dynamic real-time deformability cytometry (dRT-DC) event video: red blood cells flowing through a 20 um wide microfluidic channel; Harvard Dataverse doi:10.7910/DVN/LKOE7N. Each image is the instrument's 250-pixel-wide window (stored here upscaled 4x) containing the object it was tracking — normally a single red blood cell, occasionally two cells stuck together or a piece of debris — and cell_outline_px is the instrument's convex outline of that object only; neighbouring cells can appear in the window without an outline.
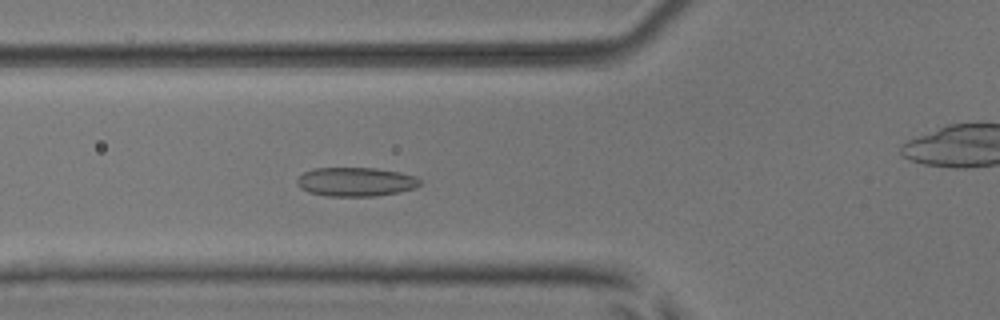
{"species": "common noctule bat (a hibernating species)", "species_latin": "Nyctalus noctula", "temperature_condition": "room temperature", "stored_images_in_passage": 53, "camera_frame_rate_fps": 3000, "um_per_image_px": 0.085, "animal": {"sex": "male", "body_mass_g": 17.9, "forearm_length_mm": 54.2}, "frame": {"image": 1, "passage_image": 19, "time_ms": 6.0, "image_size_px": [1000, 320], "cell_outline_px": [[420, 184], [416, 188], [396, 192], [372, 196], [324, 196], [308, 192], [300, 188], [296, 184], [296, 180], [304, 172], [316, 168], [376, 168], [400, 172], [416, 176], [420, 180]], "centroid_in_image_um": [30.22, 15.45], "position_along_channel_um": 95.6, "area_um2": 20.75}}
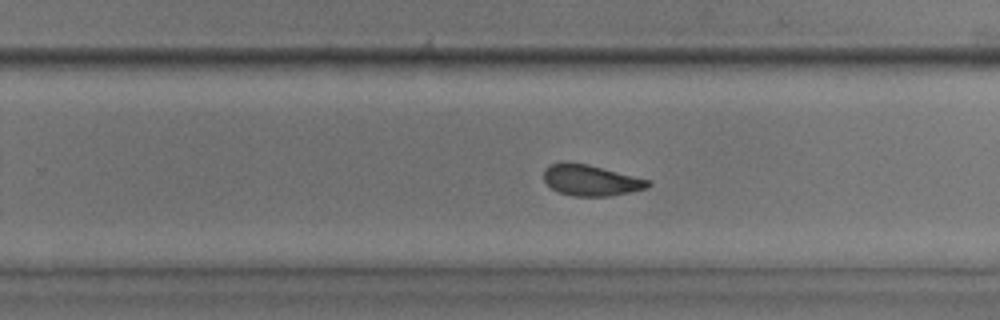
{"frame": {"image": 2, "passage_image": 33, "time_ms": 10.667, "image_size_px": [1000, 320], "cell_outline_px": [[652, 184], [648, 188], [608, 196], [572, 196], [560, 192], [552, 188], [544, 180], [544, 168], [548, 164], [564, 160], [568, 160], [588, 164], [648, 180]], "centroid_in_image_um": [50.16, 15.29], "position_along_channel_um": 279.6, "area_um2": 18.9}}
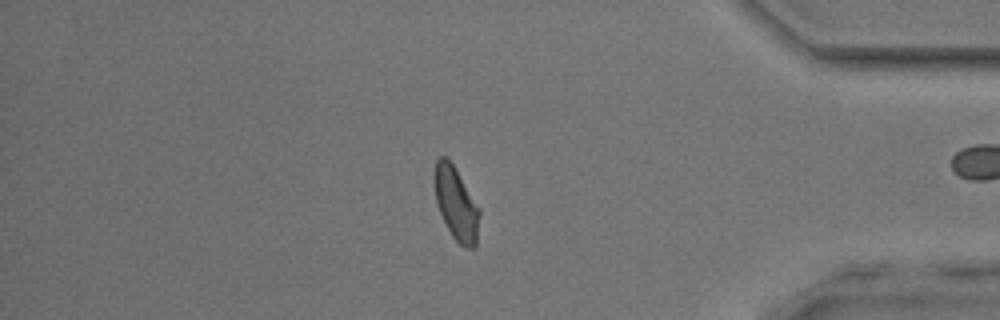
{"frame": {"image": 3, "passage_image": 44, "time_ms": 14.333, "image_size_px": [1000, 320], "cell_outline_px": [[480, 212], [476, 248], [464, 248], [452, 236], [440, 212], [436, 200], [432, 176], [436, 160], [440, 156], [444, 156], [452, 164], [480, 208]], "centroid_in_image_um": [38.76, 17.31], "position_along_channel_um": 396.4, "area_um2": 19.13}, "authors_computed_cell_mechanics": {"area_um2": 19.8254, "velocity_mm_per_s": 3.9568, "shape_relaxation_time_tau1_ms": 4.0867, "shape_relaxation_time_tau2_ms": 1.595, "deformation_change_tau1": 0.0941, "deformation_change_tau2": 0.0788}}